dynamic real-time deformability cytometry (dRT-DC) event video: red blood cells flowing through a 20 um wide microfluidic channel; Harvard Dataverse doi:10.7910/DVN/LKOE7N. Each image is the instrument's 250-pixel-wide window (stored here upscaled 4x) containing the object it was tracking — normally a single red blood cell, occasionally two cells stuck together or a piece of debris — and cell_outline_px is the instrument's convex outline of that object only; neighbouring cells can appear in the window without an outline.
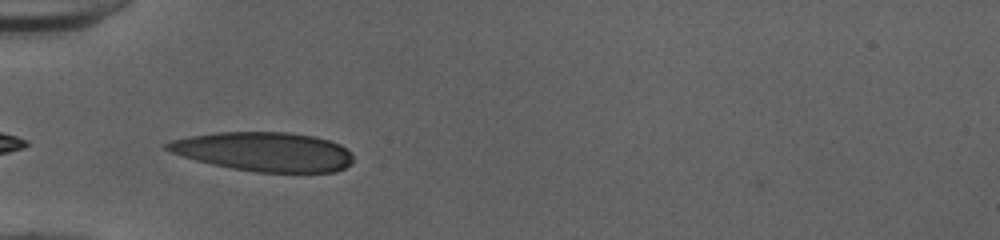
{"species": "human", "species_latin": "Homo sapiens", "temperature_condition": "cold", "stored_images_in_passage": 22, "camera_frame_rate_fps": 3000, "um_per_image_px": 0.085, "donor": {"sex": "female"}, "frame": {"image": 1, "passage_image": 1, "time_ms": 0.0, "image_size_px": [1000, 240], "cell_outline_px": [[352, 164], [336, 172], [256, 172], [232, 168], [212, 164], [196, 160], [172, 152], [164, 148], [164, 144], [172, 140], [188, 136], [216, 132], [288, 132], [316, 136], [340, 144], [352, 152]], "centroid_in_image_um": [22.47, 12.89], "position_along_channel_um": 62.5, "area_um2": 42.6}}
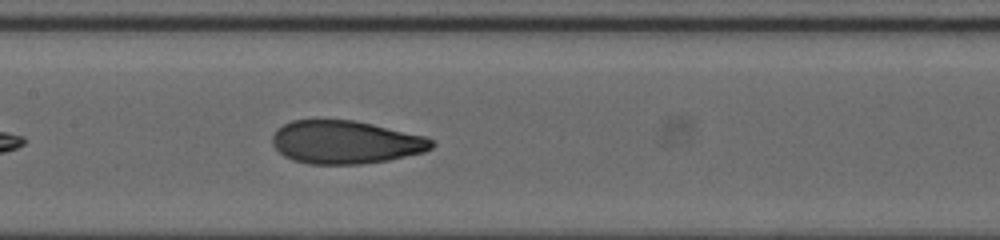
{"frame": {"image": 2, "passage_image": 10, "time_ms": 3.0, "image_size_px": [1000, 240], "cell_outline_px": [[436, 144], [432, 148], [424, 152], [388, 160], [364, 164], [308, 164], [292, 160], [284, 156], [272, 144], [272, 136], [276, 128], [292, 120], [356, 120], [424, 136], [432, 140]], "centroid_in_image_um": [29.35, 12.09], "position_along_channel_um": 178.0, "area_um2": 40.17}}
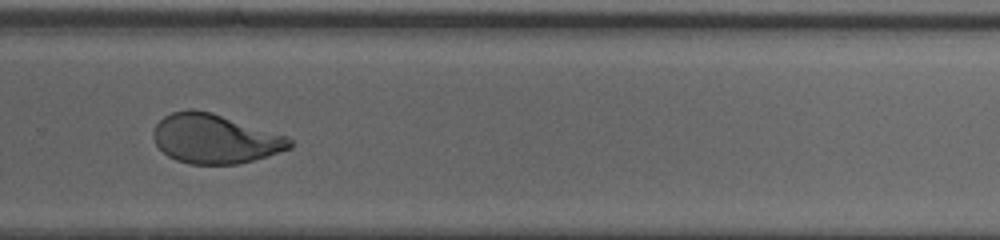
{"frame": {"image": 3, "passage_image": 20, "time_ms": 6.333, "image_size_px": [1000, 240], "cell_outline_px": [[292, 148], [252, 160], [236, 164], [188, 164], [176, 160], [168, 156], [156, 144], [152, 136], [152, 132], [156, 124], [164, 116], [172, 112], [188, 108], [196, 108], [212, 112], [288, 136], [292, 140]], "centroid_in_image_um": [18.25, 11.78], "position_along_channel_um": 311.6, "area_um2": 39.36}}